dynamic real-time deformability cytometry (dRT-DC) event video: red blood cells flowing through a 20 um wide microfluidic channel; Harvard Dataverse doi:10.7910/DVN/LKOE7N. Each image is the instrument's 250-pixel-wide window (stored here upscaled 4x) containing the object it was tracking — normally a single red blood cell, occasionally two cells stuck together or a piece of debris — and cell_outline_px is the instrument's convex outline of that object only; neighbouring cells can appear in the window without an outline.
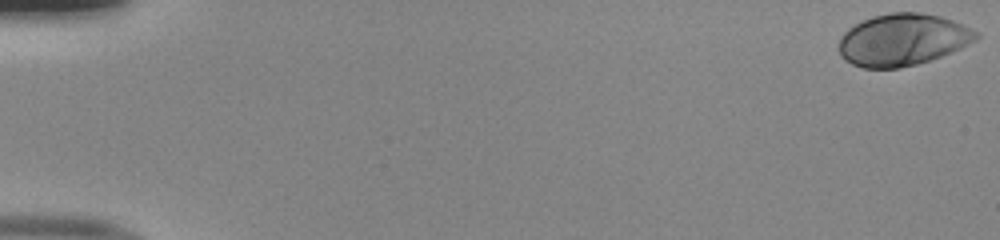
{"species": "human", "species_latin": "Homo sapiens", "temperature_condition": "room temperature", "stored_images_in_passage": 52, "camera_frame_rate_fps": 3000, "um_per_image_px": 0.085, "donor": {"sex": "male"}, "frame": {"image": 1, "passage_image": 1, "time_ms": 0.0, "image_size_px": [1000, 240], "cell_outline_px": [[980, 36], [976, 40], [960, 48], [940, 56], [916, 64], [900, 68], [864, 68], [852, 64], [844, 60], [840, 56], [840, 36], [848, 28], [872, 16], [888, 12], [920, 12], [940, 16], [964, 24], [980, 32]], "centroid_in_image_um": [76.73, 3.36], "position_along_channel_um": 8.3, "area_um2": 41.62}}
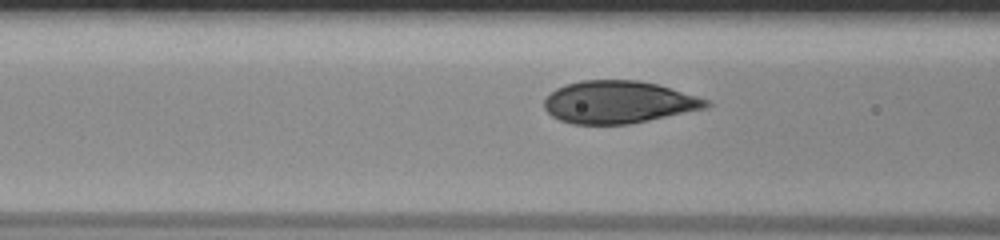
{"frame": {"image": 2, "passage_image": 22, "time_ms": 7.0, "image_size_px": [1000, 240], "cell_outline_px": [[712, 104], [708, 108], [628, 124], [572, 124], [560, 120], [552, 116], [544, 108], [544, 100], [556, 88], [564, 84], [580, 80], [640, 80], [656, 84], [696, 96], [708, 100]], "centroid_in_image_um": [52.55, 8.68], "position_along_channel_um": 114.0, "area_um2": 39.94}}
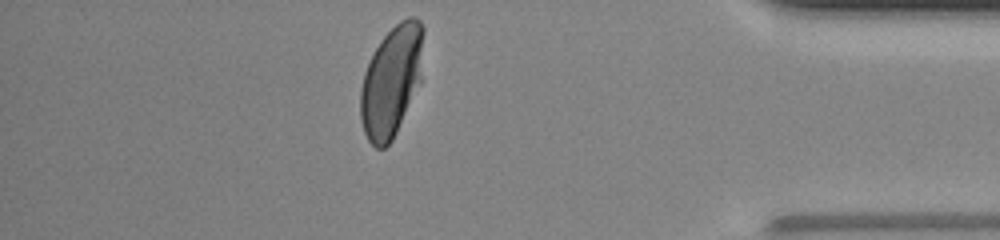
{"frame": {"image": 3, "passage_image": 46, "time_ms": 15.0, "image_size_px": [1000, 240], "cell_outline_px": [[424, 32], [420, 84], [392, 140], [384, 148], [376, 148], [368, 140], [364, 132], [360, 116], [360, 88], [364, 72], [380, 40], [400, 20], [408, 16], [416, 16], [420, 20], [424, 28]], "centroid_in_image_um": [33.28, 6.87], "position_along_channel_um": 401.9, "area_um2": 40.75}, "authors_computed_cell_mechanics": {"area_um2": 41.2114, "velocity_mm_per_s": 3.9898, "shape_relaxation_time_tau1_ms": 3.3026, "shape_relaxation_time_tau2_ms": null, "deformation_change_tau1": 0.1767, "deformation_change_tau2": null}}